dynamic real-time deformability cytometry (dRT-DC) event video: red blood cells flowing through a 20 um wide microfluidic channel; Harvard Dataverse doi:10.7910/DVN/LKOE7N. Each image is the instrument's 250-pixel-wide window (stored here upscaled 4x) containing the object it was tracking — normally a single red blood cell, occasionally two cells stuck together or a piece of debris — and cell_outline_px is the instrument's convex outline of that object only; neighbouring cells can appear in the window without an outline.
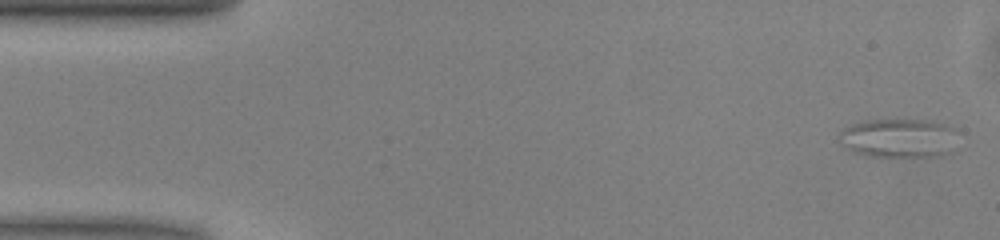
{"species": "common noctule bat (a hibernating species)", "species_latin": "Nyctalus noctula", "temperature_condition": "warm", "stored_images_in_passage": 50, "segment_of_instrument_passage": [1, 2], "camera_frame_rate_fps": 3000, "um_per_image_px": 0.085, "animal": {"sex": "male", "body_mass_g": 13.0, "forearm_length_mm": 53.1}, "frame": {"image": 1, "passage_image": 1, "time_ms": 0.0, "image_size_px": [1000, 240], "cell_outline_px": [[956, 152], [940, 156], [864, 156], [852, 152], [840, 144], [836, 136], [844, 128], [852, 124], [864, 120], [932, 120], [944, 124], [952, 128]], "centroid_in_image_um": [76.35, 11.75], "position_along_channel_um": 8.7, "area_um2": 27.34}}
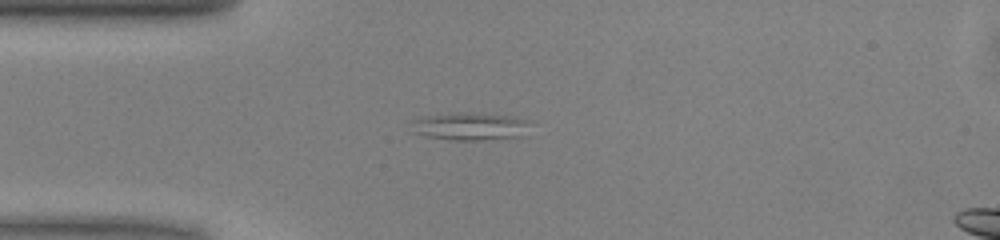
{"frame": {"image": 2, "passage_image": 12, "time_ms": 3.667, "image_size_px": [1000, 240], "cell_outline_px": [[532, 136], [484, 140], [452, 140], [424, 136], [412, 132], [412, 120], [424, 116], [452, 112], [468, 112], [516, 116], [528, 120]], "centroid_in_image_um": [40.06, 10.74], "position_along_channel_um": 44.9, "area_um2": 20.06}}
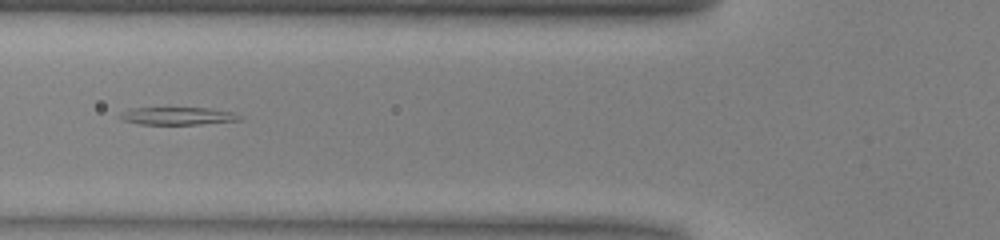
{"frame": {"image": 3, "passage_image": 18, "time_ms": 5.667, "image_size_px": [1000, 240], "cell_outline_px": [[244, 116], [240, 120], [200, 124], [140, 124], [124, 120], [120, 116], [120, 112], [128, 108], [212, 108], [232, 112]], "centroid_in_image_um": [15.13, 9.85], "position_along_channel_um": 110.7, "area_um2": 12.25}}